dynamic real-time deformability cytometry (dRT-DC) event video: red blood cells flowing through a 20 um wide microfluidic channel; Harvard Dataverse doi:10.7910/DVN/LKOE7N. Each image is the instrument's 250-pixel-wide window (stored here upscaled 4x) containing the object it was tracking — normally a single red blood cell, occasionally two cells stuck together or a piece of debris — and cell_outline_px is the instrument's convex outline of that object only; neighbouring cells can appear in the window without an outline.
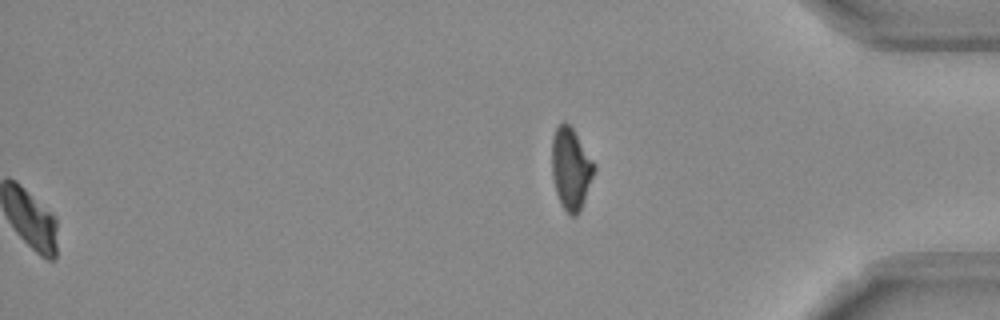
{"species": "Egyptian fruit bat (a non-hibernating species)", "species_latin": "Rousettus aegyptiacus", "temperature_condition": "room temperature", "stored_images_in_passage": 54, "segment_of_instrument_passage": [2, 2], "camera_frame_rate_fps": 3000, "um_per_image_px": 0.085, "frame": {"image": 1, "passage_image": 54, "time_ms": 17.667, "image_size_px": [1000, 320], "cell_outline_px": [[596, 168], [580, 212], [576, 216], [572, 216], [560, 204], [556, 192], [552, 176], [552, 136], [556, 128], [564, 120], [572, 128], [596, 164]], "centroid_in_image_um": [48.53, 14.33], "position_along_channel_um": 386.7, "area_um2": 20.17}}